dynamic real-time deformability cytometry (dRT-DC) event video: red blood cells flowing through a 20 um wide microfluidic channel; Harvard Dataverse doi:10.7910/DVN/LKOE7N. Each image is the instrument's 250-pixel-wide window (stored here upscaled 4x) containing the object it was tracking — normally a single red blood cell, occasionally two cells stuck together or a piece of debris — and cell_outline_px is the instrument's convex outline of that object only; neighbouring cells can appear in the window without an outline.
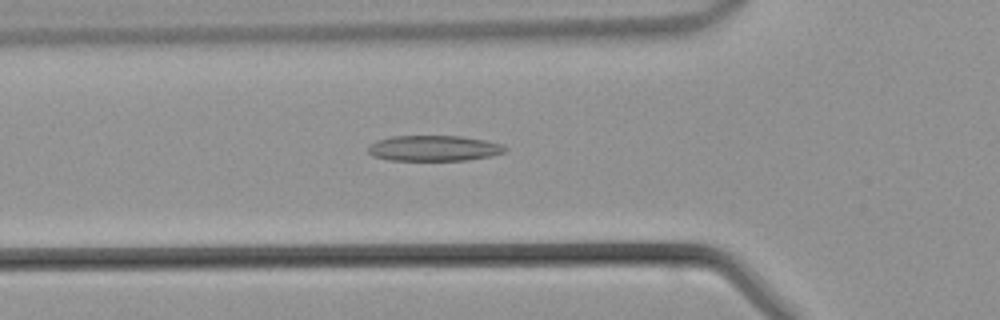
{"species": "common noctule bat (a hibernating species)", "species_latin": "Nyctalus noctula", "temperature_condition": "warm", "stored_images_in_passage": 40, "camera_frame_rate_fps": 3000, "um_per_image_px": 0.085, "animal": {"sex": "male", "body_mass_g": 21.5, "forearm_length_mm": 52.0}, "frame": {"image": 1, "passage_image": 11, "time_ms": 3.333, "image_size_px": [1000, 320], "cell_outline_px": [[508, 148], [504, 152], [492, 156], [468, 160], [388, 160], [372, 156], [368, 152], [368, 148], [376, 140], [392, 136], [460, 136], [484, 140], [504, 144]], "centroid_in_image_um": [36.9, 12.6], "position_along_channel_um": 88.9, "area_um2": 20.52}}
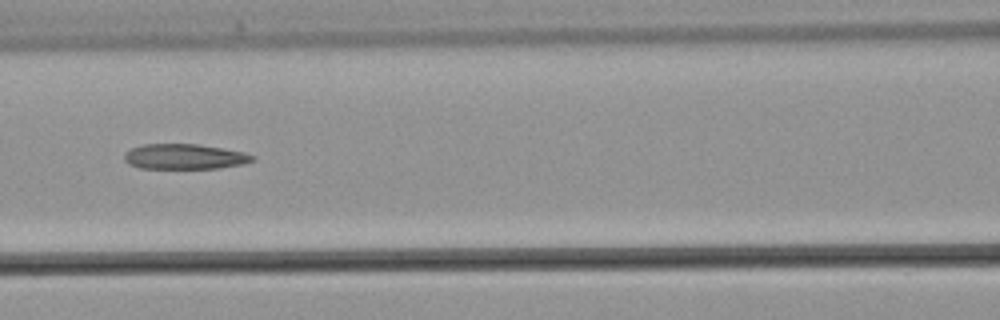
{"frame": {"image": 2, "passage_image": 15, "time_ms": 4.667, "image_size_px": [1000, 320], "cell_outline_px": [[256, 160], [244, 164], [216, 168], [140, 168], [128, 164], [124, 160], [124, 156], [132, 148], [144, 144], [196, 144], [244, 152], [256, 156]], "centroid_in_image_um": [15.72, 13.31], "position_along_channel_um": 150.9, "area_um2": 18.73}}
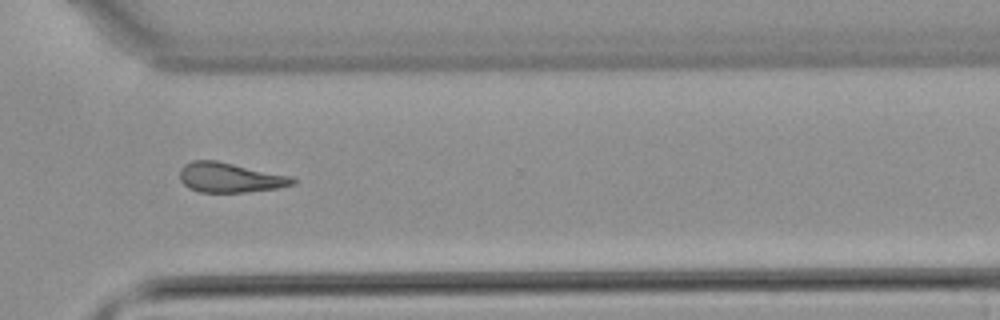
{"frame": {"image": 3, "passage_image": 28, "time_ms": 9.0, "image_size_px": [1000, 320], "cell_outline_px": [[296, 184], [276, 188], [244, 192], [200, 192], [188, 188], [180, 180], [180, 168], [184, 164], [192, 160], [216, 160], [292, 176], [296, 180]], "centroid_in_image_um": [19.53, 15.08], "position_along_channel_um": 351.1, "area_um2": 19.65}}